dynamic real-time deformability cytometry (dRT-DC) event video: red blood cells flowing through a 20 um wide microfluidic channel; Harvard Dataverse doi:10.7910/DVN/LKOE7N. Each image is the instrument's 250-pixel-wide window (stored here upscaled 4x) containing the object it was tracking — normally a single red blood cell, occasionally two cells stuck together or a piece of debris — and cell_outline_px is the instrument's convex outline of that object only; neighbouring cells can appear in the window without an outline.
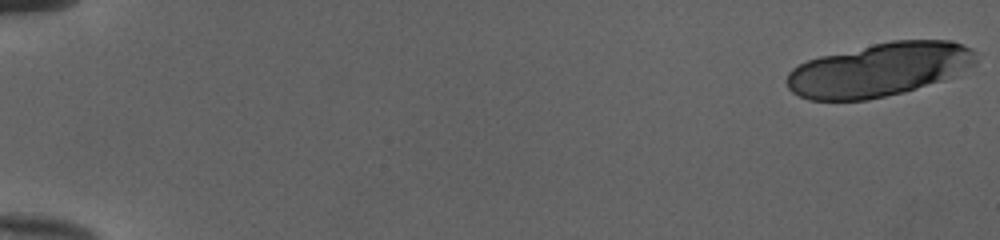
{"species": "human", "species_latin": "Homo sapiens", "temperature_condition": "cold", "stored_images_in_passage": 21, "camera_frame_rate_fps": 3000, "um_per_image_px": 0.085, "donor": {"sex": "female"}, "frame": {"image": 1, "passage_image": 1, "time_ms": 0.0, "image_size_px": [1000, 240], "cell_outline_px": [[976, 64], [960, 76], [904, 92], [868, 100], [808, 100], [792, 92], [788, 88], [784, 80], [788, 72], [792, 68], [808, 60], [820, 56], [872, 44], [892, 40], [952, 40], [972, 48], [976, 52]], "centroid_in_image_um": [74.79, 5.93], "position_along_channel_um": 10.2, "area_um2": 59.88}}